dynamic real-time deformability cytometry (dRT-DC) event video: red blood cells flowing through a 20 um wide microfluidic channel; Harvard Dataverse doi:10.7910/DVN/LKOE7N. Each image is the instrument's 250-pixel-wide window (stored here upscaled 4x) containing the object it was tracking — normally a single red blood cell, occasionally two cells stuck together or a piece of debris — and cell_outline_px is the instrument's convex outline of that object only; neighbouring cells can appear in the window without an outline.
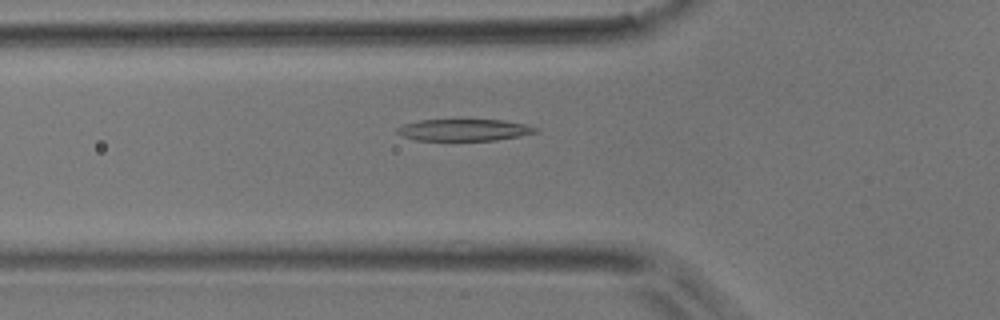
{"species": "common noctule bat (a hibernating species)", "species_latin": "Nyctalus noctula", "temperature_condition": "room temperature", "stored_images_in_passage": 39, "camera_frame_rate_fps": 3000, "um_per_image_px": 0.085, "animal": {"sex": "male", "body_mass_g": 17.9}, "frame": {"image": 1, "passage_image": 6, "time_ms": 1.667, "image_size_px": [1000, 320], "cell_outline_px": [[540, 132], [520, 136], [496, 140], [416, 140], [404, 136], [396, 132], [396, 128], [404, 124], [420, 120], [504, 120], [524, 124], [536, 128]], "centroid_in_image_um": [39.46, 11.05], "position_along_channel_um": 86.3, "area_um2": 17.4}}
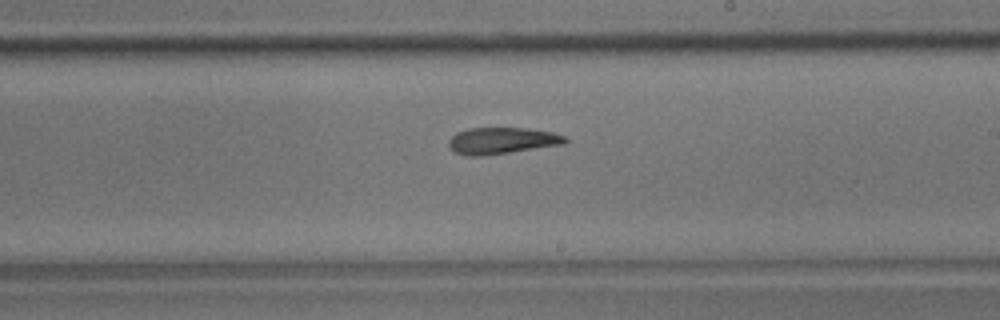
{"frame": {"image": 2, "passage_image": 18, "time_ms": 5.667, "image_size_px": [1000, 320], "cell_outline_px": [[568, 140], [564, 144], [480, 156], [464, 156], [456, 152], [448, 144], [448, 140], [456, 132], [468, 128], [524, 128], [552, 132], [564, 136]], "centroid_in_image_um": [42.63, 11.95], "position_along_channel_um": 246.4, "area_um2": 17.8}}
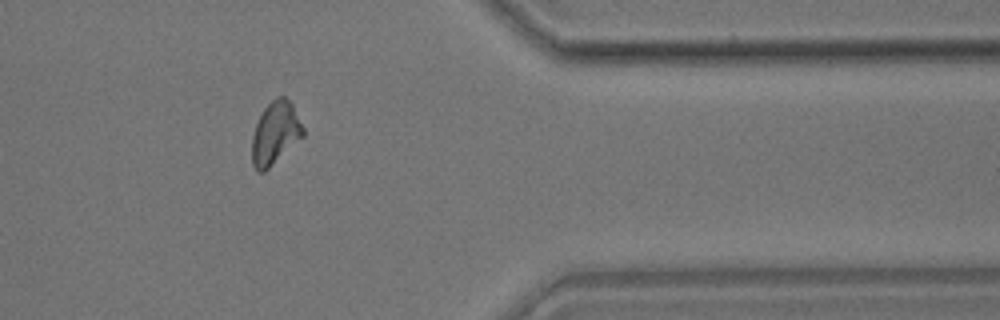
{"frame": {"image": 3, "passage_image": 30, "time_ms": 9.667, "image_size_px": [1000, 320], "cell_outline_px": [[304, 136], [264, 172], [256, 172], [252, 164], [252, 136], [256, 124], [264, 108], [276, 96], [284, 96], [292, 104], [304, 128]], "centroid_in_image_um": [23.39, 11.32], "position_along_channel_um": 388.0, "area_um2": 18.61}}